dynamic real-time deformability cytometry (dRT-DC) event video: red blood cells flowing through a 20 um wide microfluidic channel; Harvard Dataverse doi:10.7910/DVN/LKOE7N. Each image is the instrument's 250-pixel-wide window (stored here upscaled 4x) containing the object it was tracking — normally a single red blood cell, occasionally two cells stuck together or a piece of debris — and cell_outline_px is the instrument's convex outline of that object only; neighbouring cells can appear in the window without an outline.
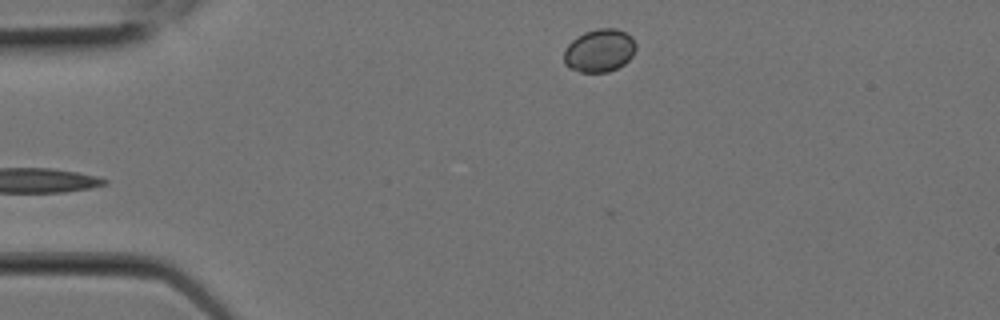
{"species": "Egyptian fruit bat (a non-hibernating species)", "species_latin": "Rousettus aegyptiacus", "temperature_condition": "room temperature", "stored_images_in_passage": 6, "camera_frame_rate_fps": 3000, "um_per_image_px": 0.085, "animal": {"sex": "female"}, "frame": {"image": 1, "passage_image": 2, "time_ms": 0.333, "image_size_px": [1000, 320], "cell_outline_px": [[636, 48], [632, 56], [624, 64], [608, 72], [580, 72], [568, 68], [564, 64], [564, 48], [576, 36], [584, 32], [596, 28], [616, 28], [632, 36], [636, 44]], "centroid_in_image_um": [50.93, 4.29], "position_along_channel_um": 34.1, "area_um2": 18.26}}
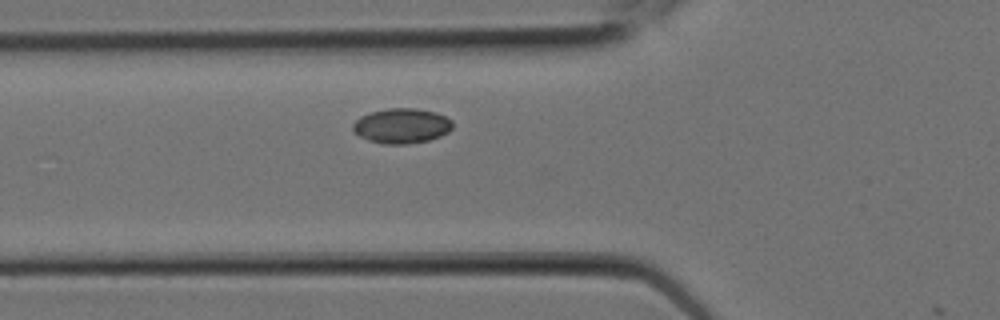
{"frame": {"image": 2, "passage_image": 5, "time_ms": 1.333, "image_size_px": [1000, 320], "cell_outline_px": [[452, 128], [448, 132], [440, 136], [428, 140], [404, 144], [384, 144], [368, 140], [360, 136], [352, 128], [352, 124], [360, 116], [372, 112], [388, 108], [416, 108], [436, 112], [452, 120]], "centroid_in_image_um": [34.15, 10.69], "position_along_channel_um": 91.7, "area_um2": 20.23}}